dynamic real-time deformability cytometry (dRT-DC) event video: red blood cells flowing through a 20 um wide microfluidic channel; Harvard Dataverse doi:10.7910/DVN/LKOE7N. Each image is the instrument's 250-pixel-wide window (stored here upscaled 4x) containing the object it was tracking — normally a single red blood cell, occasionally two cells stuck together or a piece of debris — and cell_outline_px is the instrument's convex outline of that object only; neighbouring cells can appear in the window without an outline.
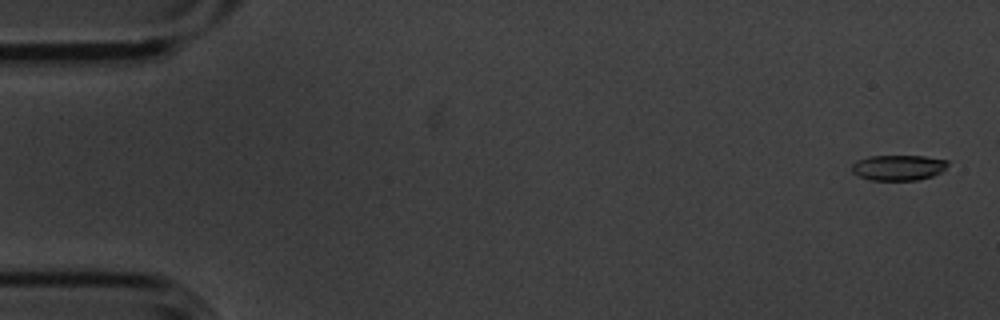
{"species": "common noctule bat (a hibernating species)", "species_latin": "Nyctalus noctula", "temperature_condition": "cold", "stored_images_in_passage": 7, "camera_frame_rate_fps": 3000, "um_per_image_px": 0.085, "animal": {"sex": "male", "body_mass_g": 20.1, "forearm_length_mm": 53.5}, "frame": {"image": 1, "passage_image": 1, "time_ms": 0.0, "image_size_px": [1000, 320], "cell_outline_px": [[948, 164], [940, 172], [932, 176], [916, 180], [868, 180], [852, 172], [852, 164], [856, 160], [868, 156], [924, 156], [948, 160]], "centroid_in_image_um": [76.33, 14.24], "position_along_channel_um": 8.7, "area_um2": 14.22}}
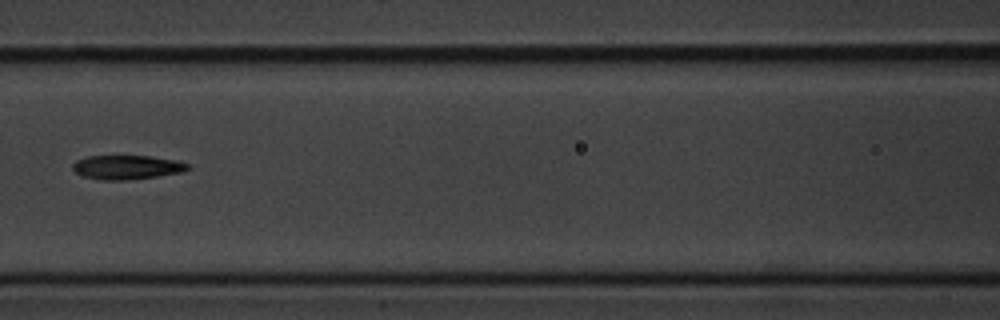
{"frame": {"image": 2, "passage_image": 7, "time_ms": 2.0, "image_size_px": [1000, 320], "cell_outline_px": [[192, 168], [180, 172], [156, 176], [124, 180], [100, 180], [84, 176], [76, 172], [72, 168], [72, 164], [76, 160], [88, 156], [152, 156], [176, 160], [188, 164]], "centroid_in_image_um": [10.78, 14.21], "position_along_channel_um": 155.8, "area_um2": 16.07}}